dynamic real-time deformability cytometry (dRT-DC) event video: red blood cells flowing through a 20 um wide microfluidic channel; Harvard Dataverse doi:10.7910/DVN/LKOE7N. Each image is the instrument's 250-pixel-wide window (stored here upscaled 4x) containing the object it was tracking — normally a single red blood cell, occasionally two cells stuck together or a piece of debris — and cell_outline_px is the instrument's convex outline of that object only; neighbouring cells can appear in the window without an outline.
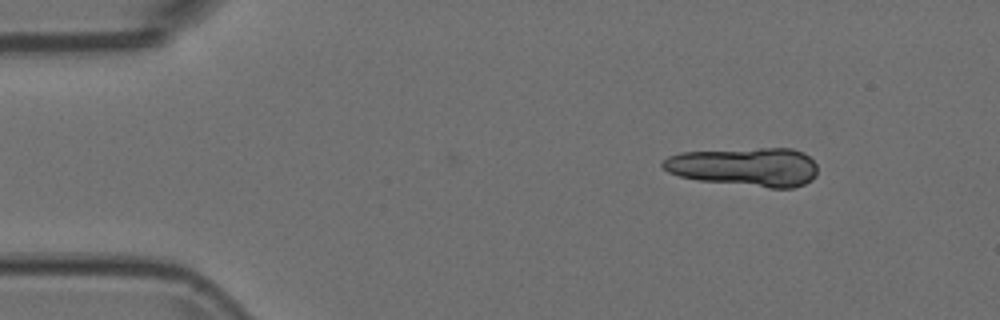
{"species": "Egyptian fruit bat (a non-hibernating species)", "species_latin": "Rousettus aegyptiacus", "temperature_condition": "room temperature", "stored_images_in_passage": 30, "camera_frame_rate_fps": 3000, "um_per_image_px": 0.085, "animal": {"sex": "female"}, "frame": {"image": 1, "passage_image": 1, "time_ms": 0.0, "image_size_px": [1000, 320], "cell_outline_px": [[816, 172], [812, 180], [804, 184], [792, 188], [768, 188], [700, 180], [680, 176], [668, 172], [660, 164], [668, 156], [680, 152], [760, 148], [792, 148], [804, 152], [816, 164]], "centroid_in_image_um": [63.34, 14.18], "position_along_channel_um": 21.7, "area_um2": 35.03}}